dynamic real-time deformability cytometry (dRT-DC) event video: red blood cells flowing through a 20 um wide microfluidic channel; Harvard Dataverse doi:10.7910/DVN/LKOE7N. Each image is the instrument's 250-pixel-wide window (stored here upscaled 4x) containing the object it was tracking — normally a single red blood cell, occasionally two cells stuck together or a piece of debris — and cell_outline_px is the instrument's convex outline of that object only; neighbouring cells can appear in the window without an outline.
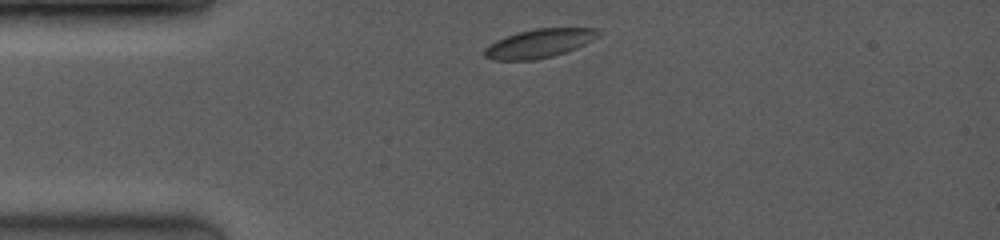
{"species": "common noctule bat (a hibernating species)", "species_latin": "Nyctalus noctula", "temperature_condition": "room temperature", "stored_images_in_passage": 16, "camera_frame_rate_fps": 3500, "um_per_image_px": 0.085, "animal": {"sex": "female", "body_mass_g": 19.0, "forearm_length_mm": 53.3}, "frame": {"image": 1, "passage_image": 1, "time_ms": 0.0, "image_size_px": [1000, 240], "cell_outline_px": [[604, 32], [592, 40], [576, 48], [552, 56], [536, 60], [492, 60], [484, 56], [484, 48], [488, 44], [496, 40], [516, 32], [536, 28], [596, 28]], "centroid_in_image_um": [45.82, 3.68], "position_along_channel_um": 39.2, "area_um2": 19.19}}
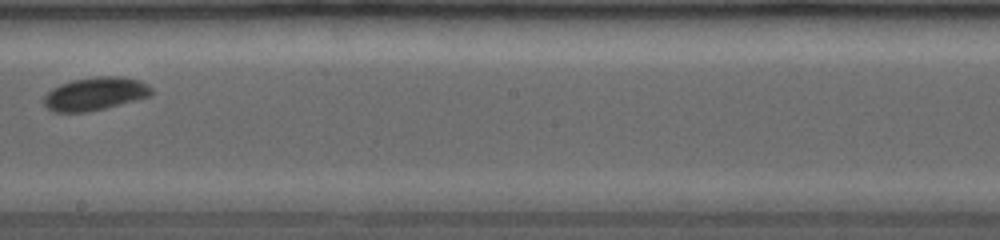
{"frame": {"image": 2, "passage_image": 8, "time_ms": 5.714, "image_size_px": [1000, 240], "cell_outline_px": [[152, 92], [148, 96], [104, 108], [88, 112], [52, 112], [44, 104], [44, 96], [52, 88], [60, 84], [72, 80], [96, 76], [120, 76], [140, 80], [148, 84], [152, 88]], "centroid_in_image_um": [8.06, 7.96], "position_along_channel_um": 240.1, "area_um2": 20.63}}
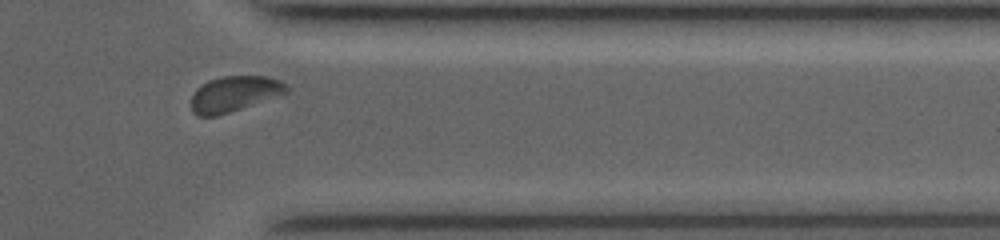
{"frame": {"image": 3, "passage_image": 14, "time_ms": 9.429, "image_size_px": [1000, 240], "cell_outline_px": [[288, 92], [216, 116], [196, 116], [192, 112], [192, 96], [196, 88], [200, 84], [208, 80], [220, 76], [268, 76], [280, 80], [288, 84]], "centroid_in_image_um": [19.89, 7.95], "position_along_channel_um": 391.5, "area_um2": 19.65}, "authors_computed_cell_mechanics": {"area_um2": 19.6809, "velocity_mm_per_s": 4.0473, "shape_relaxation_time_tau1_ms": 1.8664, "shape_relaxation_time_tau2_ms": null, "deformation_change_tau1": 0.0785, "deformation_change_tau2": null}}